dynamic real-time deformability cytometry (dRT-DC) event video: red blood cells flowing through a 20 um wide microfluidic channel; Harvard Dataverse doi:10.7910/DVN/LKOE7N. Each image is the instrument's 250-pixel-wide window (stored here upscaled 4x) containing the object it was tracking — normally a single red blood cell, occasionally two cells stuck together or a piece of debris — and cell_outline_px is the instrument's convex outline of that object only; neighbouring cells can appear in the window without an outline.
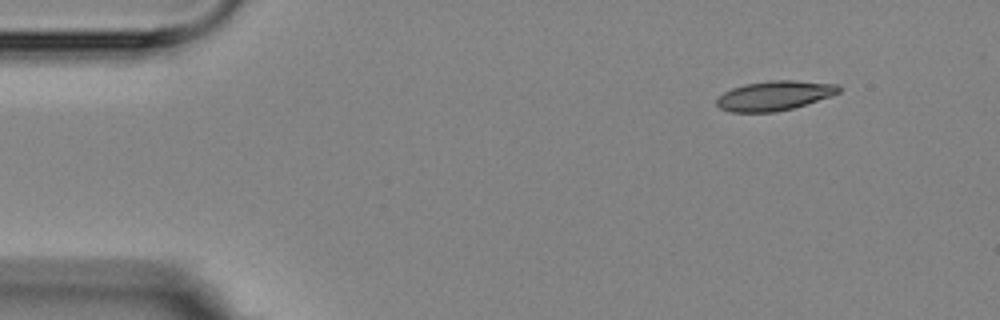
{"species": "Egyptian fruit bat (a non-hibernating species)", "species_latin": "Rousettus aegyptiacus", "temperature_condition": "room temperature", "stored_images_in_passage": 2, "camera_frame_rate_fps": 3000, "um_per_image_px": 0.085, "animal": {"sex": "female"}, "frame": {"image": 1, "passage_image": 2, "time_ms": 2.667, "image_size_px": [1000, 320], "cell_outline_px": [[840, 92], [832, 96], [792, 108], [776, 112], [732, 112], [720, 108], [716, 104], [716, 100], [724, 92], [732, 88], [744, 84], [768, 80], [796, 80], [840, 84]], "centroid_in_image_um": [65.85, 8.12], "position_along_channel_um": 19.1, "area_um2": 21.15}}